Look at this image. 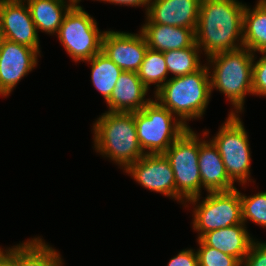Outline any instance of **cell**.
<instances>
[{"mask_svg": "<svg viewBox=\"0 0 266 266\" xmlns=\"http://www.w3.org/2000/svg\"><path fill=\"white\" fill-rule=\"evenodd\" d=\"M245 5L236 0H201L196 44L203 46L207 57L243 47ZM239 37L240 45L235 44Z\"/></svg>", "mask_w": 266, "mask_h": 266, "instance_id": "6da1fadb", "label": "cell"}, {"mask_svg": "<svg viewBox=\"0 0 266 266\" xmlns=\"http://www.w3.org/2000/svg\"><path fill=\"white\" fill-rule=\"evenodd\" d=\"M95 148L125 169L145 155L140 148L134 112L104 113L95 122Z\"/></svg>", "mask_w": 266, "mask_h": 266, "instance_id": "7a4b0ae2", "label": "cell"}, {"mask_svg": "<svg viewBox=\"0 0 266 266\" xmlns=\"http://www.w3.org/2000/svg\"><path fill=\"white\" fill-rule=\"evenodd\" d=\"M209 68L203 66L195 73L172 77L155 92L157 101L186 125L187 119L200 118L211 95ZM184 120V121H183Z\"/></svg>", "mask_w": 266, "mask_h": 266, "instance_id": "3957f363", "label": "cell"}, {"mask_svg": "<svg viewBox=\"0 0 266 266\" xmlns=\"http://www.w3.org/2000/svg\"><path fill=\"white\" fill-rule=\"evenodd\" d=\"M253 52L241 47L236 50L214 54L208 57L214 63L210 77L211 91L217 88L232 102L236 110H243L245 95L252 93Z\"/></svg>", "mask_w": 266, "mask_h": 266, "instance_id": "277c9868", "label": "cell"}, {"mask_svg": "<svg viewBox=\"0 0 266 266\" xmlns=\"http://www.w3.org/2000/svg\"><path fill=\"white\" fill-rule=\"evenodd\" d=\"M172 118L167 108L153 100L142 110L134 112L140 148L143 152L145 149L150 151L145 154H163L189 128Z\"/></svg>", "mask_w": 266, "mask_h": 266, "instance_id": "5b68a950", "label": "cell"}, {"mask_svg": "<svg viewBox=\"0 0 266 266\" xmlns=\"http://www.w3.org/2000/svg\"><path fill=\"white\" fill-rule=\"evenodd\" d=\"M163 154L174 172L176 199L183 200L184 197L195 204L199 201L202 185L197 135L188 128Z\"/></svg>", "mask_w": 266, "mask_h": 266, "instance_id": "8992f818", "label": "cell"}, {"mask_svg": "<svg viewBox=\"0 0 266 266\" xmlns=\"http://www.w3.org/2000/svg\"><path fill=\"white\" fill-rule=\"evenodd\" d=\"M57 35L75 61L89 60L102 51L104 32H99L95 20L77 4L67 11Z\"/></svg>", "mask_w": 266, "mask_h": 266, "instance_id": "52a82bcc", "label": "cell"}, {"mask_svg": "<svg viewBox=\"0 0 266 266\" xmlns=\"http://www.w3.org/2000/svg\"><path fill=\"white\" fill-rule=\"evenodd\" d=\"M247 136L242 121L231 112L217 136L211 140L217 147L226 173L233 183L239 180L244 184L249 180L251 158Z\"/></svg>", "mask_w": 266, "mask_h": 266, "instance_id": "ba28073f", "label": "cell"}, {"mask_svg": "<svg viewBox=\"0 0 266 266\" xmlns=\"http://www.w3.org/2000/svg\"><path fill=\"white\" fill-rule=\"evenodd\" d=\"M193 227L205 233L242 223L240 192L235 188L224 192H210L194 211Z\"/></svg>", "mask_w": 266, "mask_h": 266, "instance_id": "9c48e42d", "label": "cell"}, {"mask_svg": "<svg viewBox=\"0 0 266 266\" xmlns=\"http://www.w3.org/2000/svg\"><path fill=\"white\" fill-rule=\"evenodd\" d=\"M125 170L143 187L176 200L174 172L164 154H145Z\"/></svg>", "mask_w": 266, "mask_h": 266, "instance_id": "30bf717a", "label": "cell"}, {"mask_svg": "<svg viewBox=\"0 0 266 266\" xmlns=\"http://www.w3.org/2000/svg\"><path fill=\"white\" fill-rule=\"evenodd\" d=\"M148 45L144 35L106 31L102 52L123 71L136 72L143 62Z\"/></svg>", "mask_w": 266, "mask_h": 266, "instance_id": "8fae6325", "label": "cell"}, {"mask_svg": "<svg viewBox=\"0 0 266 266\" xmlns=\"http://www.w3.org/2000/svg\"><path fill=\"white\" fill-rule=\"evenodd\" d=\"M37 50L3 40L0 47V95L7 96L37 64Z\"/></svg>", "mask_w": 266, "mask_h": 266, "instance_id": "7c38bea8", "label": "cell"}, {"mask_svg": "<svg viewBox=\"0 0 266 266\" xmlns=\"http://www.w3.org/2000/svg\"><path fill=\"white\" fill-rule=\"evenodd\" d=\"M25 2L0 0V29L4 39L39 50L35 24Z\"/></svg>", "mask_w": 266, "mask_h": 266, "instance_id": "4fadbf2b", "label": "cell"}, {"mask_svg": "<svg viewBox=\"0 0 266 266\" xmlns=\"http://www.w3.org/2000/svg\"><path fill=\"white\" fill-rule=\"evenodd\" d=\"M201 0H154L147 8V23L196 29Z\"/></svg>", "mask_w": 266, "mask_h": 266, "instance_id": "5bb4252c", "label": "cell"}, {"mask_svg": "<svg viewBox=\"0 0 266 266\" xmlns=\"http://www.w3.org/2000/svg\"><path fill=\"white\" fill-rule=\"evenodd\" d=\"M148 88L136 72L123 71L116 82L110 98L106 101L111 112H136L142 110L150 100L144 97Z\"/></svg>", "mask_w": 266, "mask_h": 266, "instance_id": "9a60e30c", "label": "cell"}, {"mask_svg": "<svg viewBox=\"0 0 266 266\" xmlns=\"http://www.w3.org/2000/svg\"><path fill=\"white\" fill-rule=\"evenodd\" d=\"M198 164L202 186L209 192H224L235 189L226 173L223 160L212 141H199Z\"/></svg>", "mask_w": 266, "mask_h": 266, "instance_id": "2e32d148", "label": "cell"}, {"mask_svg": "<svg viewBox=\"0 0 266 266\" xmlns=\"http://www.w3.org/2000/svg\"><path fill=\"white\" fill-rule=\"evenodd\" d=\"M196 29L146 23L140 32L150 49L165 52L184 49L196 43Z\"/></svg>", "mask_w": 266, "mask_h": 266, "instance_id": "e0dca14e", "label": "cell"}, {"mask_svg": "<svg viewBox=\"0 0 266 266\" xmlns=\"http://www.w3.org/2000/svg\"><path fill=\"white\" fill-rule=\"evenodd\" d=\"M207 246L237 258L241 263L245 259L253 242L244 227V223L212 230L200 238Z\"/></svg>", "mask_w": 266, "mask_h": 266, "instance_id": "ac0fdd59", "label": "cell"}, {"mask_svg": "<svg viewBox=\"0 0 266 266\" xmlns=\"http://www.w3.org/2000/svg\"><path fill=\"white\" fill-rule=\"evenodd\" d=\"M6 252L12 257L14 266H61L62 261L55 249L35 238Z\"/></svg>", "mask_w": 266, "mask_h": 266, "instance_id": "d6986e66", "label": "cell"}, {"mask_svg": "<svg viewBox=\"0 0 266 266\" xmlns=\"http://www.w3.org/2000/svg\"><path fill=\"white\" fill-rule=\"evenodd\" d=\"M64 3H66L64 0L27 1V6L36 30L41 29V31L51 34L57 33L67 11L74 5V3L68 5Z\"/></svg>", "mask_w": 266, "mask_h": 266, "instance_id": "ffe728a7", "label": "cell"}, {"mask_svg": "<svg viewBox=\"0 0 266 266\" xmlns=\"http://www.w3.org/2000/svg\"><path fill=\"white\" fill-rule=\"evenodd\" d=\"M243 47L251 52L266 51V0H259L253 10L244 8Z\"/></svg>", "mask_w": 266, "mask_h": 266, "instance_id": "44dd1931", "label": "cell"}, {"mask_svg": "<svg viewBox=\"0 0 266 266\" xmlns=\"http://www.w3.org/2000/svg\"><path fill=\"white\" fill-rule=\"evenodd\" d=\"M86 61H90L92 65L91 80L93 85L107 101L123 70L111 61L102 51Z\"/></svg>", "mask_w": 266, "mask_h": 266, "instance_id": "7402d4cb", "label": "cell"}, {"mask_svg": "<svg viewBox=\"0 0 266 266\" xmlns=\"http://www.w3.org/2000/svg\"><path fill=\"white\" fill-rule=\"evenodd\" d=\"M198 50L200 48L195 43L193 46L163 52L168 73L171 72L178 76L195 73L203 66L200 65Z\"/></svg>", "mask_w": 266, "mask_h": 266, "instance_id": "603a6c76", "label": "cell"}, {"mask_svg": "<svg viewBox=\"0 0 266 266\" xmlns=\"http://www.w3.org/2000/svg\"><path fill=\"white\" fill-rule=\"evenodd\" d=\"M137 74L147 88L151 83H157L156 91H158L166 83L168 74L163 52L148 47Z\"/></svg>", "mask_w": 266, "mask_h": 266, "instance_id": "cb8c5ba5", "label": "cell"}, {"mask_svg": "<svg viewBox=\"0 0 266 266\" xmlns=\"http://www.w3.org/2000/svg\"><path fill=\"white\" fill-rule=\"evenodd\" d=\"M242 222L252 220L266 227V192L257 193L254 196L241 195Z\"/></svg>", "mask_w": 266, "mask_h": 266, "instance_id": "d4e9b609", "label": "cell"}, {"mask_svg": "<svg viewBox=\"0 0 266 266\" xmlns=\"http://www.w3.org/2000/svg\"><path fill=\"white\" fill-rule=\"evenodd\" d=\"M200 249L196 252L199 266H241L242 263L235 257L207 246L198 239Z\"/></svg>", "mask_w": 266, "mask_h": 266, "instance_id": "484cf974", "label": "cell"}, {"mask_svg": "<svg viewBox=\"0 0 266 266\" xmlns=\"http://www.w3.org/2000/svg\"><path fill=\"white\" fill-rule=\"evenodd\" d=\"M262 57L252 64V92L266 96V51L260 52Z\"/></svg>", "mask_w": 266, "mask_h": 266, "instance_id": "4316f807", "label": "cell"}, {"mask_svg": "<svg viewBox=\"0 0 266 266\" xmlns=\"http://www.w3.org/2000/svg\"><path fill=\"white\" fill-rule=\"evenodd\" d=\"M243 262L245 266H266V243L253 241Z\"/></svg>", "mask_w": 266, "mask_h": 266, "instance_id": "83f0119b", "label": "cell"}, {"mask_svg": "<svg viewBox=\"0 0 266 266\" xmlns=\"http://www.w3.org/2000/svg\"><path fill=\"white\" fill-rule=\"evenodd\" d=\"M167 266H199L197 253L193 250H183L172 258Z\"/></svg>", "mask_w": 266, "mask_h": 266, "instance_id": "f1b7e54d", "label": "cell"}, {"mask_svg": "<svg viewBox=\"0 0 266 266\" xmlns=\"http://www.w3.org/2000/svg\"><path fill=\"white\" fill-rule=\"evenodd\" d=\"M106 2H110L113 4H124V5H131V6H141V5H148L151 2V0H102Z\"/></svg>", "mask_w": 266, "mask_h": 266, "instance_id": "f546056e", "label": "cell"}, {"mask_svg": "<svg viewBox=\"0 0 266 266\" xmlns=\"http://www.w3.org/2000/svg\"><path fill=\"white\" fill-rule=\"evenodd\" d=\"M0 266H14L12 257L0 249Z\"/></svg>", "mask_w": 266, "mask_h": 266, "instance_id": "4dcf8cb0", "label": "cell"}, {"mask_svg": "<svg viewBox=\"0 0 266 266\" xmlns=\"http://www.w3.org/2000/svg\"><path fill=\"white\" fill-rule=\"evenodd\" d=\"M3 40H4V36L2 35L1 29H0V47L2 45Z\"/></svg>", "mask_w": 266, "mask_h": 266, "instance_id": "1f68e13d", "label": "cell"}, {"mask_svg": "<svg viewBox=\"0 0 266 266\" xmlns=\"http://www.w3.org/2000/svg\"><path fill=\"white\" fill-rule=\"evenodd\" d=\"M70 3H74L77 4L78 2H80V0H69Z\"/></svg>", "mask_w": 266, "mask_h": 266, "instance_id": "d6a6232c", "label": "cell"}, {"mask_svg": "<svg viewBox=\"0 0 266 266\" xmlns=\"http://www.w3.org/2000/svg\"><path fill=\"white\" fill-rule=\"evenodd\" d=\"M7 1H12V2H22V1H26V0H7ZM29 1V0H27Z\"/></svg>", "mask_w": 266, "mask_h": 266, "instance_id": "836d02e7", "label": "cell"}]
</instances>
